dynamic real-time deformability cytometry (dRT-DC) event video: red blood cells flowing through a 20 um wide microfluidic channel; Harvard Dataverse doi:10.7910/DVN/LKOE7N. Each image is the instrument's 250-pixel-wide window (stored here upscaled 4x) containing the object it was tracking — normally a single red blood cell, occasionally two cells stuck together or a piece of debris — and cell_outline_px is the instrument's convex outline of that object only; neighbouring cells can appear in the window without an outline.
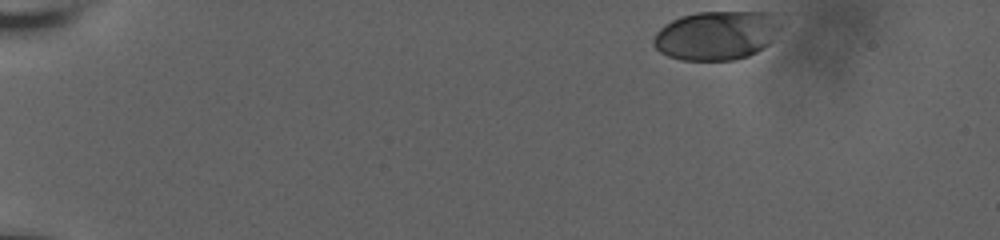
{"species": "human", "species_latin": "Homo sapiens", "temperature_condition": "room temperature", "stored_images_in_passage": 25, "camera_frame_rate_fps": 3000, "um_per_image_px": 0.085, "donor": {"sex": "male"}, "frame": {"image": 1, "passage_image": 1, "time_ms": 0.0, "image_size_px": [1000, 240], "cell_outline_px": [[784, 24], [772, 40], [768, 44], [756, 52], [748, 56], [736, 60], [680, 60], [668, 56], [660, 52], [652, 44], [652, 40], [656, 32], [664, 24], [680, 16], [696, 12], [784, 12]], "centroid_in_image_um": [60.99, 2.97], "position_along_channel_um": 24.0, "area_um2": 37.28}}
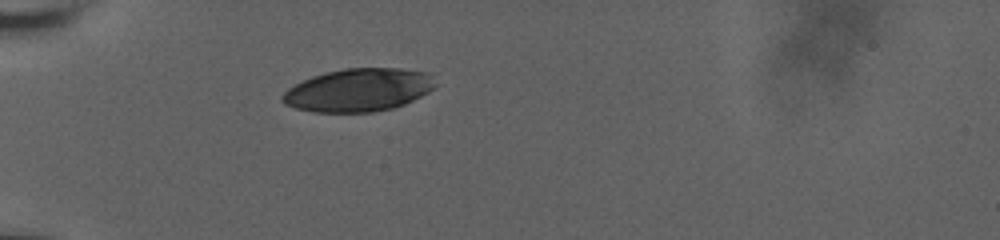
{"frame": {"image": 2, "passage_image": 21, "time_ms": 3.667, "image_size_px": [1000, 240], "cell_outline_px": [[436, 84], [428, 92], [404, 104], [392, 108], [372, 112], [312, 112], [296, 108], [284, 104], [280, 100], [280, 96], [288, 88], [312, 76], [324, 72], [344, 68], [400, 68], [428, 72], [432, 76]], "centroid_in_image_um": [30.45, 7.64], "position_along_channel_um": 54.6, "area_um2": 38.38}}
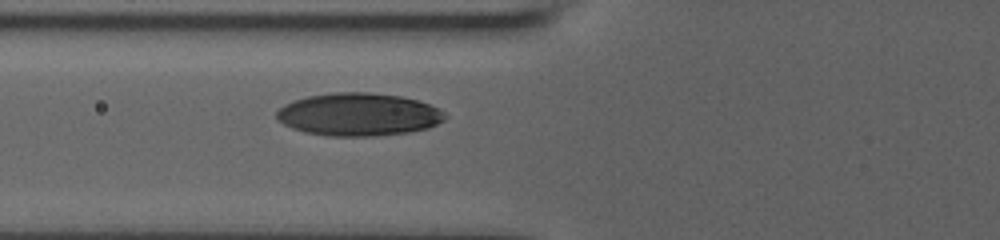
{"frame": {"image": 3, "passage_image": 25, "time_ms": 5.333, "image_size_px": [1000, 240], "cell_outline_px": [[448, 116], [444, 120], [428, 128], [408, 132], [376, 136], [328, 136], [304, 132], [292, 128], [276, 120], [276, 112], [284, 104], [292, 100], [308, 96], [332, 92], [368, 92], [400, 96], [416, 100], [428, 104], [444, 112]], "centroid_in_image_um": [30.44, 9.73], "position_along_channel_um": 95.4, "area_um2": 42.14}}